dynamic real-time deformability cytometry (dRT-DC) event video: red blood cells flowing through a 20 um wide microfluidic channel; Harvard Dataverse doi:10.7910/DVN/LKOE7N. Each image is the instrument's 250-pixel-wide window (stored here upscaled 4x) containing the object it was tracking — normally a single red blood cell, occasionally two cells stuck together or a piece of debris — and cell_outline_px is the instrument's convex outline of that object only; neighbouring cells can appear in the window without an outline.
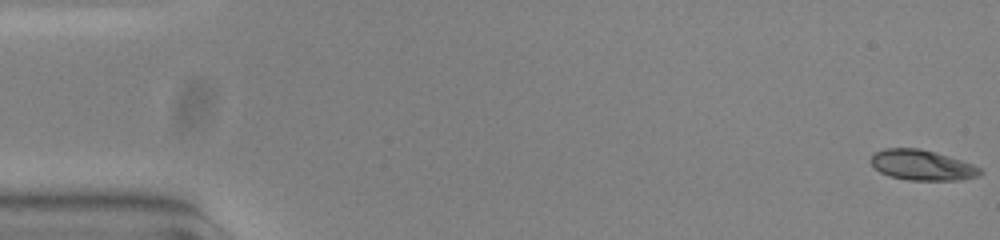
{"species": "common noctule bat (a hibernating species)", "species_latin": "Nyctalus noctula", "temperature_condition": "warm", "stored_images_in_passage": 14, "camera_frame_rate_fps": 3000, "um_per_image_px": 0.085, "animal": {"sex": "female", "body_mass_g": 23.0, "forearm_length_mm": 53.4}, "frame": {"image": 1, "passage_image": 1, "time_ms": 0.0, "image_size_px": [1000, 240], "cell_outline_px": [[984, 172], [980, 176], [960, 180], [908, 180], [888, 176], [880, 172], [872, 164], [872, 152], [884, 148], [920, 148], [936, 152], [972, 164], [980, 168]], "centroid_in_image_um": [78.38, 14.03], "position_along_channel_um": 6.6, "area_um2": 19.42}}